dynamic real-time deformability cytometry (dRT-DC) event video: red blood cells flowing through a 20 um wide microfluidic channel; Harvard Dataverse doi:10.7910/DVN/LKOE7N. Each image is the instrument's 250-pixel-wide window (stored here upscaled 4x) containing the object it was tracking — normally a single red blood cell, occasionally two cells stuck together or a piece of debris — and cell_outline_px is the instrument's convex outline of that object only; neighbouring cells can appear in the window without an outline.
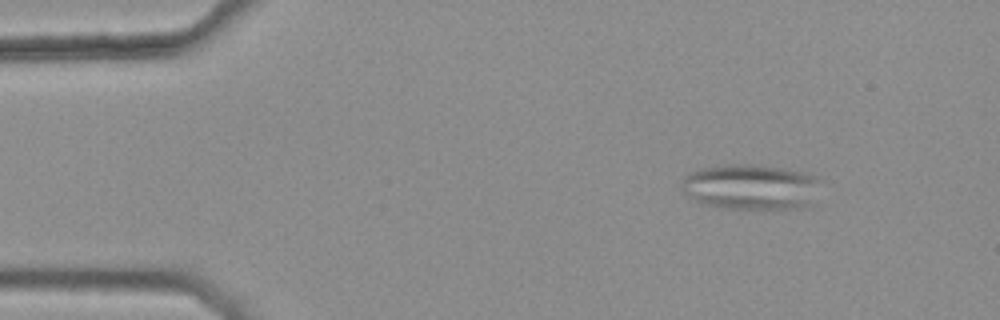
{"species": "common noctule bat (a hibernating species)", "species_latin": "Nyctalus noctula", "temperature_condition": "warm", "stored_images_in_passage": 5, "camera_frame_rate_fps": 3000, "um_per_image_px": 0.085, "animal": {"sex": "female", "body_mass_g": 25.1}, "frame": {"image": 1, "passage_image": 2, "time_ms": 0.333, "image_size_px": [1000, 320], "cell_outline_px": [[820, 180], [808, 204], [804, 208], [720, 208], [704, 204], [692, 200], [684, 192], [680, 184], [684, 176], [700, 168], [724, 164], [756, 164], [784, 168], [804, 172], [816, 176]], "centroid_in_image_um": [63.74, 15.87], "position_along_channel_um": 21.3, "area_um2": 36.76}}